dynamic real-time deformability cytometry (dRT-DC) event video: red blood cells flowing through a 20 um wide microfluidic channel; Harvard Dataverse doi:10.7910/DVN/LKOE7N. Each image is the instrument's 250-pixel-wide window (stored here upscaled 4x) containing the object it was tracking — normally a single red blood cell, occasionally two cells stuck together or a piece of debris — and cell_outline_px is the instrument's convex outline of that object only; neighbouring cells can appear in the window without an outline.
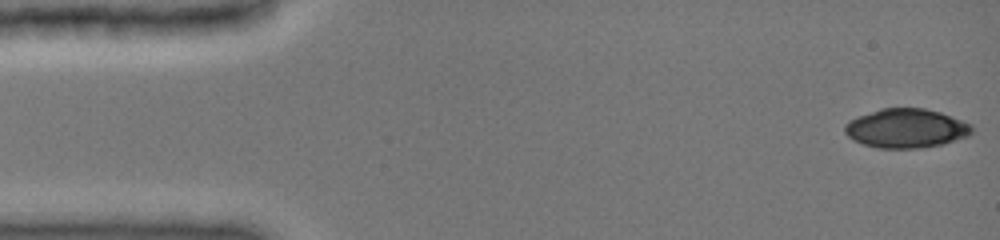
{"species": "common noctule bat (a hibernating species)", "species_latin": "Nyctalus noctula", "temperature_condition": "cold", "stored_images_in_passage": 47, "camera_frame_rate_fps": 3000, "um_per_image_px": 0.085, "animal": {"sex": "female", "body_mass_g": 19.0, "forearm_length_mm": 51.5}, "frame": {"image": 1, "passage_image": 1, "time_ms": 0.0, "image_size_px": [1000, 240], "cell_outline_px": [[972, 132], [968, 136], [944, 144], [924, 148], [876, 148], [852, 140], [844, 132], [844, 124], [848, 120], [880, 108], [924, 108], [940, 112], [972, 124]], "centroid_in_image_um": [77.01, 10.91], "position_along_channel_um": 8.0, "area_um2": 29.19}}
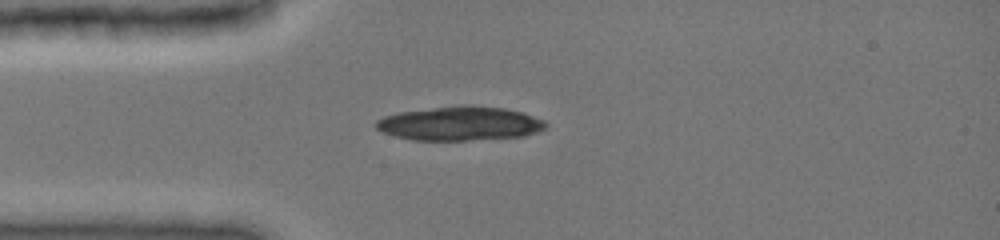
{"frame": {"image": 2, "passage_image": 12, "time_ms": 3.667, "image_size_px": [1000, 240], "cell_outline_px": [[548, 128], [524, 136], [468, 140], [412, 140], [396, 136], [384, 132], [376, 128], [372, 124], [376, 120], [384, 116], [400, 112], [460, 104], [472, 104], [504, 108], [520, 112], [544, 120], [548, 124]], "centroid_in_image_um": [39.09, 10.49], "position_along_channel_um": 45.9, "area_um2": 33.87}}